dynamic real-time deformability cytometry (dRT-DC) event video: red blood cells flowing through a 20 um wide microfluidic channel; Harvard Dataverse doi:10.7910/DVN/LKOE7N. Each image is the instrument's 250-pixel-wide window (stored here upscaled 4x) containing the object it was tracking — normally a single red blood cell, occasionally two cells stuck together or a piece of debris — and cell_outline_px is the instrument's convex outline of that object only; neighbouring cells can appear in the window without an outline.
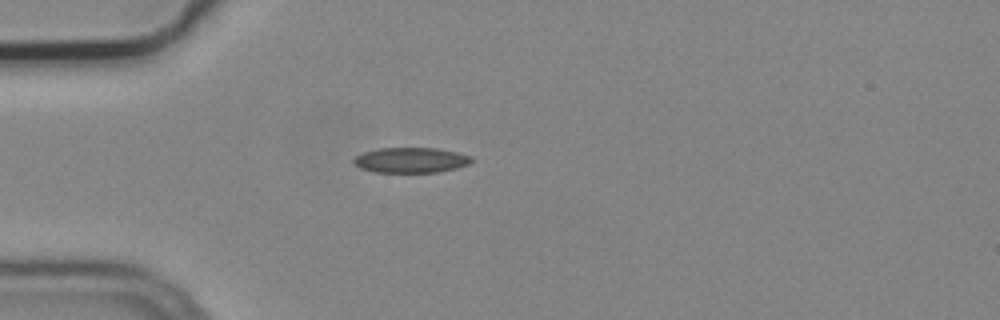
{"species": "common noctule bat (a hibernating species)", "species_latin": "Nyctalus noctula", "temperature_condition": "cold", "stored_images_in_passage": 1, "camera_frame_rate_fps": 3000, "um_per_image_px": 0.085, "animal": {"sex": "male", "body_mass_g": 19.2, "forearm_length_mm": 51.8}, "frame": {"image": 1, "passage_image": 1, "time_ms": 0.0, "image_size_px": [1000, 320], "cell_outline_px": [[472, 160], [468, 164], [456, 168], [440, 172], [372, 172], [360, 168], [352, 160], [356, 156], [364, 152], [380, 148], [436, 148], [456, 152], [472, 156]], "centroid_in_image_um": [34.92, 13.61], "position_along_channel_um": 50.1, "area_um2": 17.28}}